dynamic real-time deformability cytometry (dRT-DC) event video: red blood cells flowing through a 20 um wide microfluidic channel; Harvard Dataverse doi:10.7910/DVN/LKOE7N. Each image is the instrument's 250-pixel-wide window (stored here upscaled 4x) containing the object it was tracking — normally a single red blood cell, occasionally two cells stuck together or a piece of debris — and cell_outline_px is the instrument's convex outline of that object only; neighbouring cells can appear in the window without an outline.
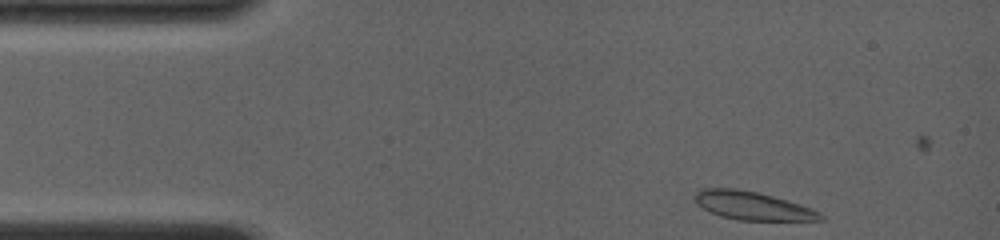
{"species": "common noctule bat (a hibernating species)", "species_latin": "Nyctalus noctula", "temperature_condition": "room temperature", "stored_images_in_passage": 5, "camera_frame_rate_fps": 4000, "um_per_image_px": 0.085, "animal": {"sex": "female", "body_mass_g": 19.0, "forearm_length_mm": 56.7}, "frame": {"image": 1, "passage_image": 1, "time_ms": 0.0, "image_size_px": [1000, 240], "cell_outline_px": [[824, 220], [736, 220], [720, 216], [696, 204], [696, 192], [700, 188], [736, 188], [760, 192], [800, 204], [812, 208], [820, 212], [824, 216]], "centroid_in_image_um": [63.98, 17.48], "position_along_channel_um": 21.0, "area_um2": 20.75}}